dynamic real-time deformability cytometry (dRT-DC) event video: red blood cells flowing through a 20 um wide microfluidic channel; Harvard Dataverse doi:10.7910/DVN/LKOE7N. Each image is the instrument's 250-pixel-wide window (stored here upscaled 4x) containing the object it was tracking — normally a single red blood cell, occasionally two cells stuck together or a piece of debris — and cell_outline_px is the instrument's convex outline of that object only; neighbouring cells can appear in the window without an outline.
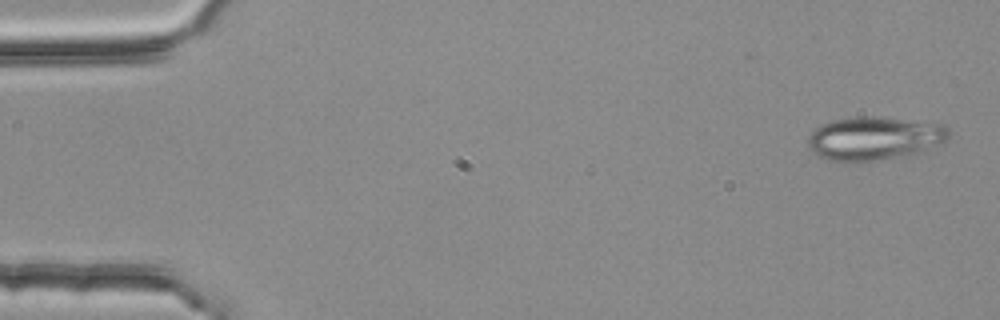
{"species": "common noctule bat (a hibernating species)", "species_latin": "Nyctalus noctula", "temperature_condition": "room temperature", "stored_images_in_passage": 4, "camera_frame_rate_fps": 3000, "um_per_image_px": 0.085, "animal": {"sex": "female", "body_mass_g": 25.1}, "frame": {"image": 1, "passage_image": 1, "time_ms": 0.0, "image_size_px": [1000, 320], "cell_outline_px": [[948, 136], [944, 140], [928, 152], [908, 156], [848, 164], [828, 160], [816, 156], [808, 148], [808, 136], [820, 124], [832, 120], [860, 116], [868, 116], [944, 124], [948, 128]], "centroid_in_image_um": [74.28, 11.81], "position_along_channel_um": 10.7, "area_um2": 36.41}}